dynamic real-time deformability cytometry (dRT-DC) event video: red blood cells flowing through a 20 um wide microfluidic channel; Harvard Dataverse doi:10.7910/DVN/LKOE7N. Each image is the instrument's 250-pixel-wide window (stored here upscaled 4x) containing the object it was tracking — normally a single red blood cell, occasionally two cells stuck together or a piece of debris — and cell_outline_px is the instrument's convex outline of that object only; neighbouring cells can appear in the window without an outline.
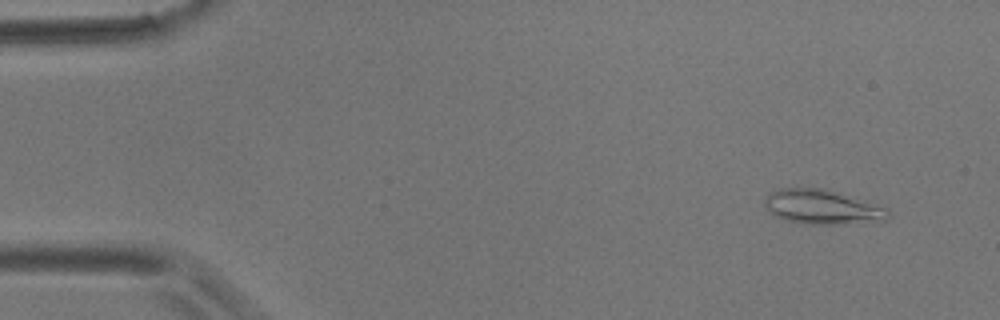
{"species": "common noctule bat (a hibernating species)", "species_latin": "Nyctalus noctula", "temperature_condition": "room temperature", "stored_images_in_passage": 53, "camera_frame_rate_fps": 3000, "um_per_image_px": 0.085, "animal": {"sex": "male", "body_mass_g": 17.9}, "frame": {"image": 1, "passage_image": 1, "time_ms": 0.0, "image_size_px": [1000, 320], "cell_outline_px": [[892, 216], [888, 220], [836, 224], [808, 224], [784, 220], [768, 212], [764, 204], [764, 200], [768, 192], [780, 188], [820, 188], [888, 208]], "centroid_in_image_um": [69.85, 17.61], "position_along_channel_um": 15.2, "area_um2": 24.62}}
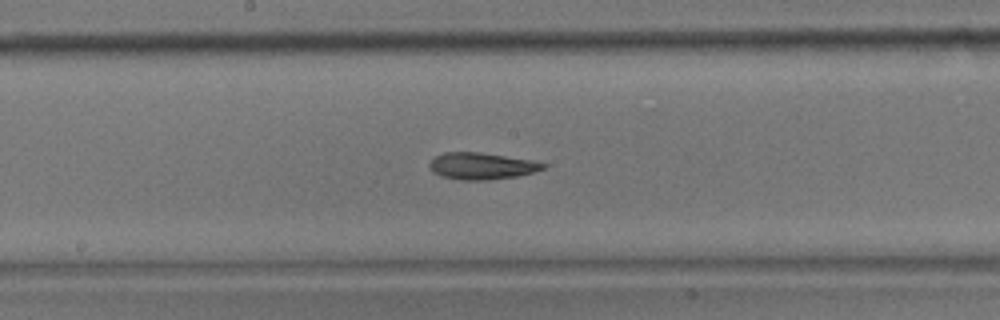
{"frame": {"image": 2, "passage_image": 26, "time_ms": 8.333, "image_size_px": [1000, 320], "cell_outline_px": [[548, 164], [544, 168], [532, 172], [516, 176], [488, 180], [460, 180], [440, 176], [432, 172], [428, 168], [428, 164], [436, 156], [444, 152], [480, 152], [532, 160]], "centroid_in_image_um": [40.89, 14.11], "position_along_channel_um": 207.3, "area_um2": 17.74}}
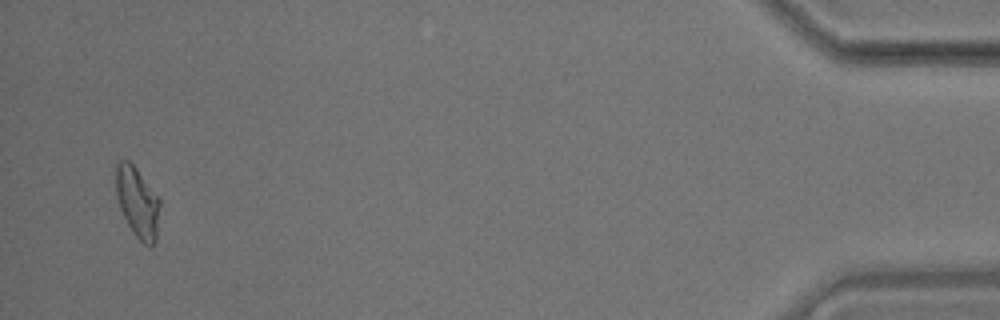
{"frame": {"image": 3, "passage_image": 51, "time_ms": 16.667, "image_size_px": [1000, 320], "cell_outline_px": [[160, 204], [156, 240], [152, 244], [144, 244], [132, 232], [120, 208], [116, 196], [116, 160], [128, 160], [136, 168], [160, 200]], "centroid_in_image_um": [11.67, 17.17], "position_along_channel_um": 423.5, "area_um2": 17.8}, "authors_computed_cell_mechanics": {"area_um2": 17.9758, "velocity_mm_per_s": 3.5697, "shape_relaxation_time_tau1_ms": null, "shape_relaxation_time_tau2_ms": 6.4258, "deformation_change_tau1": null, "deformation_change_tau2": 0.1432}}